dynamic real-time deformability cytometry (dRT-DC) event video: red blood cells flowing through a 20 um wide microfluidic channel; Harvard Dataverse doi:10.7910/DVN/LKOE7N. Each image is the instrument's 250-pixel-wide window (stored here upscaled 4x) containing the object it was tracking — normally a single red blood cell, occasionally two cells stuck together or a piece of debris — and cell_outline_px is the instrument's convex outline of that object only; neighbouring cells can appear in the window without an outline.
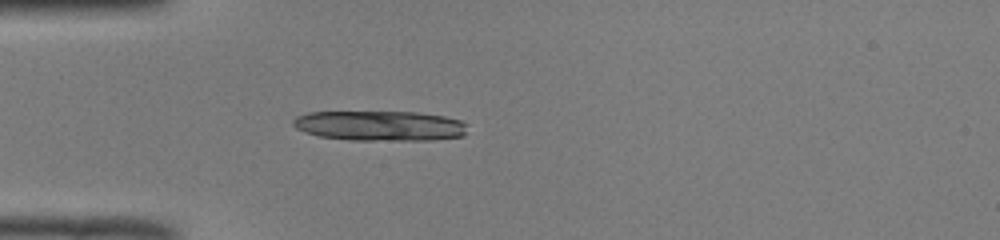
{"species": "common noctule bat (a hibernating species)", "species_latin": "Nyctalus noctula", "temperature_condition": "room temperature", "stored_images_in_passage": 37, "camera_frame_rate_fps": 3000, "um_per_image_px": 0.085, "animal": {"sex": "male", "body_mass_g": 19.0, "forearm_length_mm": 50.8}, "frame": {"image": 1, "passage_image": 1, "time_ms": 0.0, "image_size_px": [1000, 240], "cell_outline_px": [[464, 136], [432, 140], [348, 140], [320, 136], [304, 132], [296, 128], [292, 124], [292, 120], [296, 116], [308, 112], [416, 112], [444, 116], [460, 120], [464, 124]], "centroid_in_image_um": [32.24, 10.69], "position_along_channel_um": 52.8, "area_um2": 30.52}}